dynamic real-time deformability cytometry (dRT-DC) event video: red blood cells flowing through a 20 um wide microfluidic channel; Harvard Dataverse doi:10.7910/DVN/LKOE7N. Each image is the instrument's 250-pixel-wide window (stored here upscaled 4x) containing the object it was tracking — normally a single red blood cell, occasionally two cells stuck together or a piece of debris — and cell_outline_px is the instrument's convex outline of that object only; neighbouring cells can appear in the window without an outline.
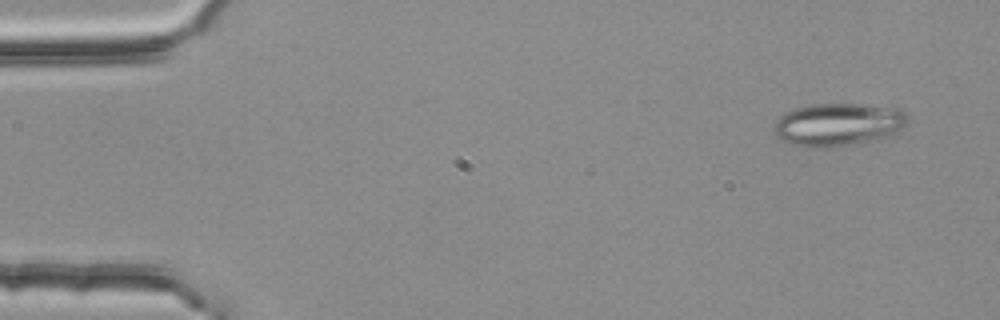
{"species": "common noctule bat (a hibernating species)", "species_latin": "Nyctalus noctula", "temperature_condition": "room temperature", "stored_images_in_passage": 3, "camera_frame_rate_fps": 3000, "um_per_image_px": 0.085, "animal": {"sex": "female", "body_mass_g": 25.1}, "frame": {"image": 1, "passage_image": 1, "time_ms": 0.0, "image_size_px": [1000, 320], "cell_outline_px": [[908, 120], [900, 128], [888, 136], [824, 148], [812, 148], [788, 144], [776, 136], [772, 132], [772, 128], [776, 120], [780, 116], [792, 108], [812, 104], [856, 104], [900, 108], [908, 116]], "centroid_in_image_um": [71.14, 10.57], "position_along_channel_um": 13.9, "area_um2": 33.18}}